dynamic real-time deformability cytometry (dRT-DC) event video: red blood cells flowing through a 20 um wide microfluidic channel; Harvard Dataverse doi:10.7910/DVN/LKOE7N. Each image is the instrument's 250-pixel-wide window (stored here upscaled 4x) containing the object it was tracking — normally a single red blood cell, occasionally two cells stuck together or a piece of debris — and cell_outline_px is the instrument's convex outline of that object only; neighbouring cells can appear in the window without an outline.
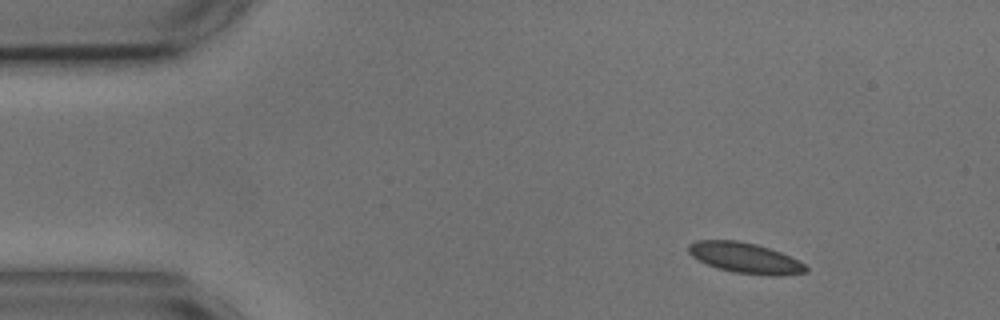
{"species": "common noctule bat (a hibernating species)", "species_latin": "Nyctalus noctula", "temperature_condition": "cold", "stored_images_in_passage": 30, "camera_frame_rate_fps": 3000, "um_per_image_px": 0.085, "animal": {"sex": "male", "body_mass_g": 17.9, "forearm_length_mm": 54.2}, "frame": {"image": 1, "passage_image": 1, "time_ms": 0.0, "image_size_px": [1000, 320], "cell_outline_px": [[808, 272], [772, 276], [736, 272], [720, 268], [708, 264], [692, 256], [688, 252], [688, 244], [696, 240], [736, 240], [756, 244], [780, 252], [804, 264], [808, 268]], "centroid_in_image_um": [63.32, 21.91], "position_along_channel_um": 21.7, "area_um2": 20.46}}
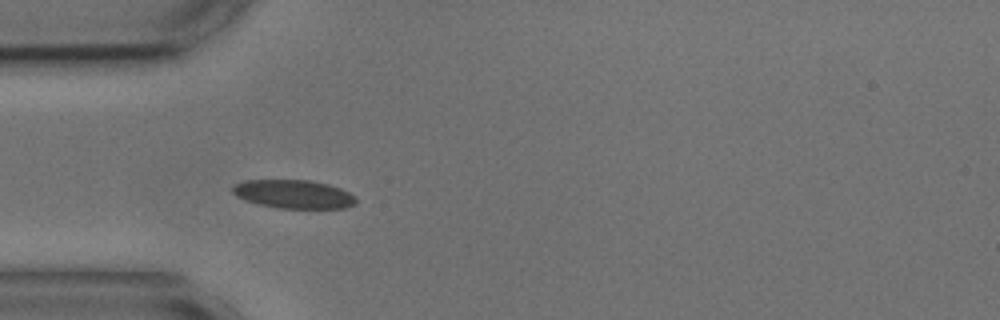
{"frame": {"image": 2, "passage_image": 10, "time_ms": 3.0, "image_size_px": [1000, 320], "cell_outline_px": [[356, 204], [344, 208], [276, 208], [244, 200], [236, 196], [232, 192], [232, 188], [236, 184], [244, 180], [308, 180], [328, 184], [340, 188], [356, 196]], "centroid_in_image_um": [24.96, 16.5], "position_along_channel_um": 60.0, "area_um2": 20.52}}
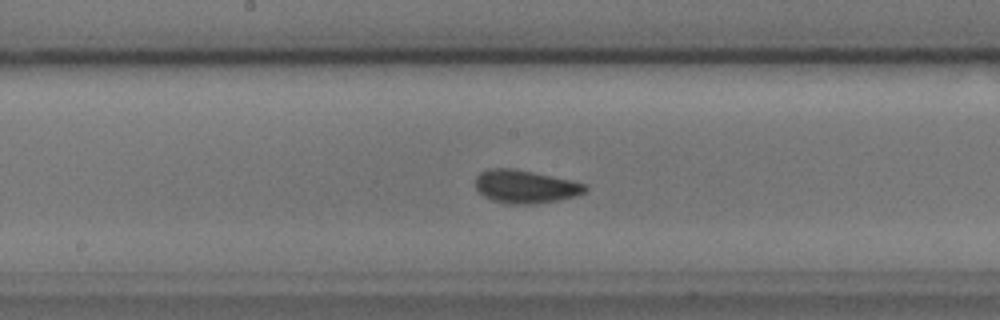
{"frame": {"image": 3, "passage_image": 22, "time_ms": 7.0, "image_size_px": [1000, 320], "cell_outline_px": [[588, 188], [584, 192], [576, 196], [556, 200], [532, 204], [508, 204], [492, 200], [484, 196], [476, 188], [476, 176], [480, 172], [488, 168], [512, 168], [572, 180], [588, 184]], "centroid_in_image_um": [44.65, 15.85], "position_along_channel_um": 203.5, "area_um2": 21.15}}